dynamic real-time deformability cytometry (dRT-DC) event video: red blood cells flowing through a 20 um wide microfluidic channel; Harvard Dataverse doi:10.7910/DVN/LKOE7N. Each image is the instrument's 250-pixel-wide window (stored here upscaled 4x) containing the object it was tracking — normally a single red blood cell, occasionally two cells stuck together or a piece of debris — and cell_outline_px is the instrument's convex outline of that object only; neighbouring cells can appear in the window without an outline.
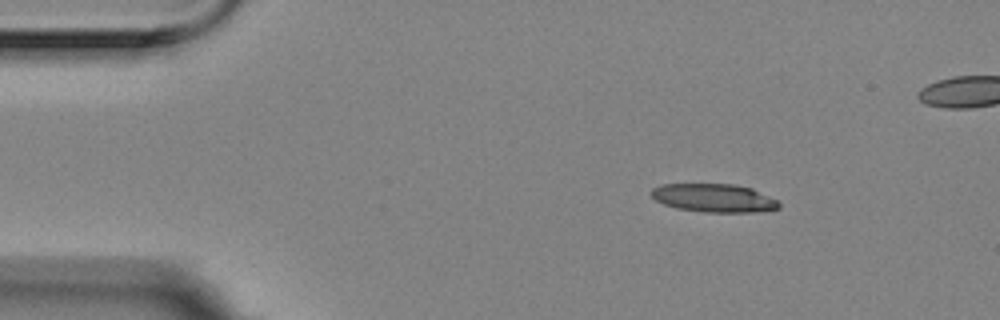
{"species": "Egyptian fruit bat (a non-hibernating species)", "species_latin": "Rousettus aegyptiacus", "temperature_condition": "room temperature", "stored_images_in_passage": 5, "camera_frame_rate_fps": 3000, "um_per_image_px": 0.085, "animal": {"sex": "female"}, "frame": {"image": 1, "passage_image": 2, "time_ms": 0.333, "image_size_px": [1000, 320], "cell_outline_px": [[780, 208], [752, 212], [704, 212], [676, 208], [664, 204], [656, 200], [652, 196], [652, 188], [660, 184], [732, 184], [752, 188], [776, 200], [780, 204]], "centroid_in_image_um": [60.66, 16.82], "position_along_channel_um": 24.3, "area_um2": 20.92}}
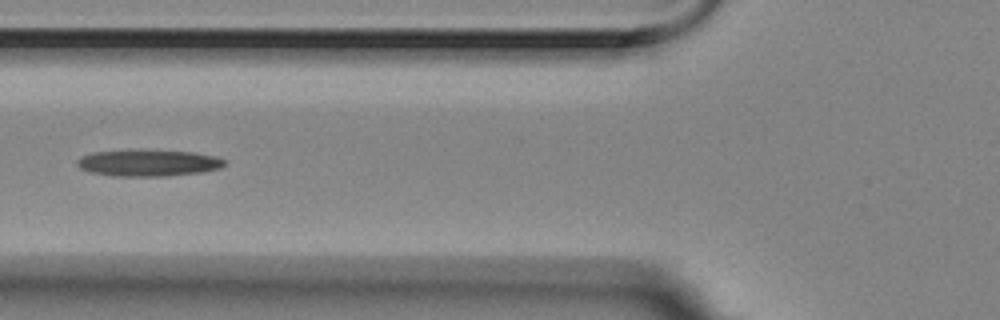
{"frame": {"image": 2, "passage_image": 5, "time_ms": 1.333, "image_size_px": [1000, 320], "cell_outline_px": [[224, 164], [220, 168], [200, 172], [164, 176], [112, 176], [92, 172], [80, 168], [76, 164], [76, 160], [80, 156], [92, 152], [140, 148], [144, 148], [192, 152], [216, 156], [224, 160]], "centroid_in_image_um": [12.54, 13.81], "position_along_channel_um": 113.3, "area_um2": 23.35}}